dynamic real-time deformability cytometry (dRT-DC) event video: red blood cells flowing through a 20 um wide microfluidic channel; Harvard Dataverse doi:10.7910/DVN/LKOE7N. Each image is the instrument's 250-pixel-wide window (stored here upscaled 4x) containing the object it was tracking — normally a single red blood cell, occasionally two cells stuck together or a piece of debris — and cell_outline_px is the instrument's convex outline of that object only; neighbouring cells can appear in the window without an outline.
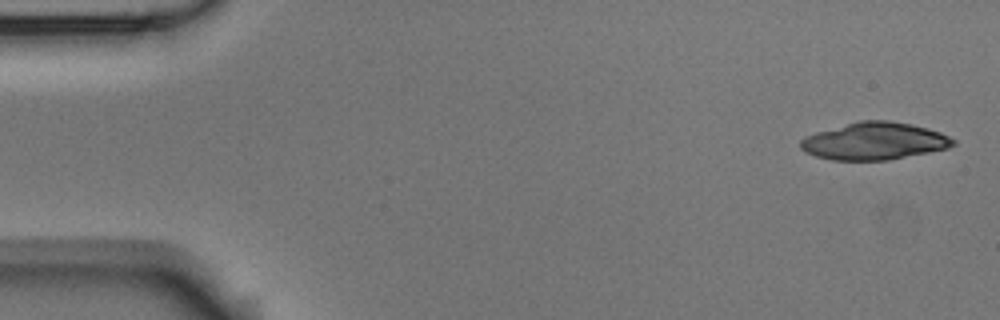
{"species": "Egyptian fruit bat (a non-hibernating species)", "species_latin": "Rousettus aegyptiacus", "temperature_condition": "room temperature", "stored_images_in_passage": 5, "camera_frame_rate_fps": 3000, "um_per_image_px": 0.085, "animal": {"sex": "male"}, "frame": {"image": 1, "passage_image": 1, "time_ms": 0.0, "image_size_px": [1000, 320], "cell_outline_px": [[956, 144], [948, 148], [888, 160], [832, 160], [816, 156], [804, 152], [800, 148], [800, 140], [804, 136], [816, 132], [860, 120], [888, 120], [912, 124], [928, 128], [940, 132], [956, 140]], "centroid_in_image_um": [74.31, 11.99], "position_along_channel_um": 10.7, "area_um2": 33.23}}